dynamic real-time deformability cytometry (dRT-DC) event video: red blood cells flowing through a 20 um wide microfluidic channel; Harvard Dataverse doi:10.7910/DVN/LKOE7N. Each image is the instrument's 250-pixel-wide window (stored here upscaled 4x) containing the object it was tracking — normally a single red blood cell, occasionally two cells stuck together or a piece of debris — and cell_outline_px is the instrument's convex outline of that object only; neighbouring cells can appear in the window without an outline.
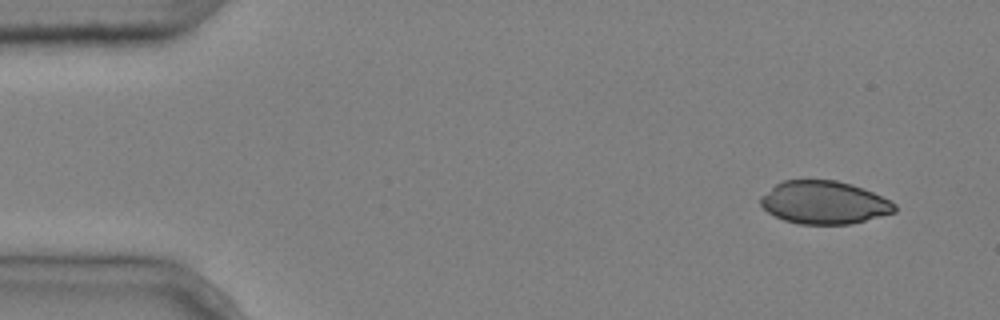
{"species": "common noctule bat (a hibernating species)", "species_latin": "Nyctalus noctula", "temperature_condition": "cold", "stored_images_in_passage": 4, "camera_frame_rate_fps": 3000, "um_per_image_px": 0.085, "animal": {"sex": "male", "body_mass_g": 20.4}, "frame": {"image": 1, "passage_image": 1, "time_ms": 0.0, "image_size_px": [1000, 320], "cell_outline_px": [[896, 212], [852, 224], [800, 224], [784, 220], [768, 212], [760, 204], [760, 196], [776, 184], [784, 180], [836, 180], [852, 184], [864, 188], [896, 204]], "centroid_in_image_um": [70.05, 17.21], "position_along_channel_um": 14.9, "area_um2": 33.52}}